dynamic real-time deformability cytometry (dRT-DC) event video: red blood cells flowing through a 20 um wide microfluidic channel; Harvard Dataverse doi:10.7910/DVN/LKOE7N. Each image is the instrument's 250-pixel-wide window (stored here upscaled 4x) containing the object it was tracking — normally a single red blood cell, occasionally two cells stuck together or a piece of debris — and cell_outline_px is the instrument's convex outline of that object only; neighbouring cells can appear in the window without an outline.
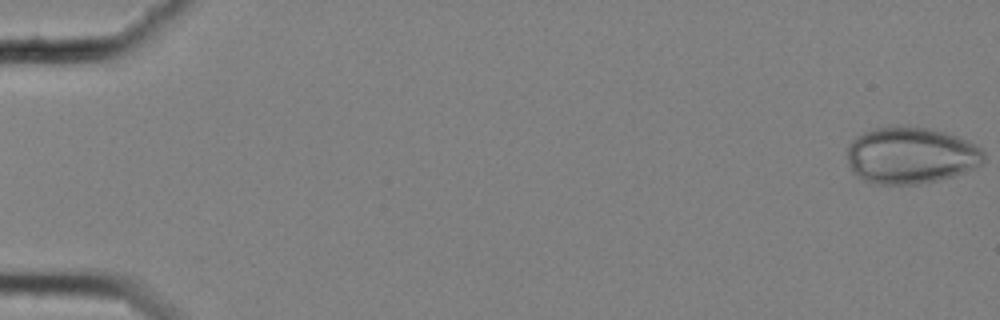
{"species": "common noctule bat (a hibernating species)", "species_latin": "Nyctalus noctula", "temperature_condition": "cold", "stored_images_in_passage": 58, "camera_frame_rate_fps": 3000, "um_per_image_px": 0.085, "animal": {"sex": "female", "body_mass_g": 25.1}, "frame": {"image": 1, "passage_image": 1, "time_ms": 0.0, "image_size_px": [1000, 320], "cell_outline_px": [[984, 164], [964, 172], [952, 176], [920, 184], [880, 184], [864, 180], [852, 172], [848, 164], [848, 144], [856, 136], [864, 132], [888, 124], [900, 124], [928, 128], [944, 132], [968, 140], [976, 144], [984, 152]], "centroid_in_image_um": [77.41, 13.18], "position_along_channel_um": 7.6, "area_um2": 45.66}}
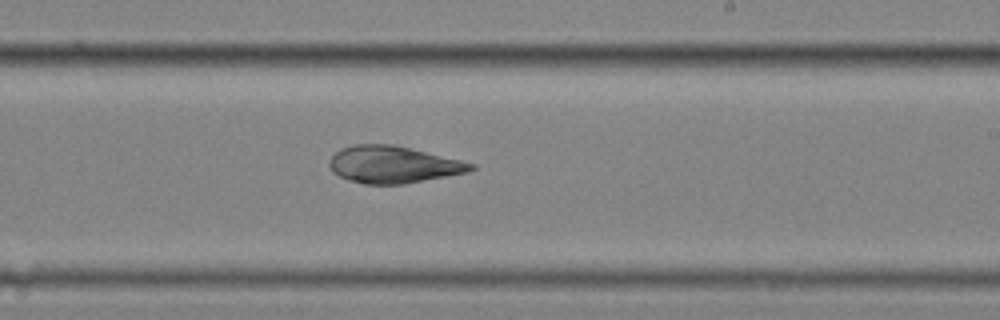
{"frame": {"image": 2, "passage_image": 36, "time_ms": 11.667, "image_size_px": [1000, 320], "cell_outline_px": [[476, 168], [468, 172], [404, 184], [364, 184], [348, 180], [332, 172], [328, 164], [328, 160], [340, 148], [352, 144], [392, 144], [460, 160], [476, 164]], "centroid_in_image_um": [33.38, 13.99], "position_along_channel_um": 255.6, "area_um2": 30.52}}
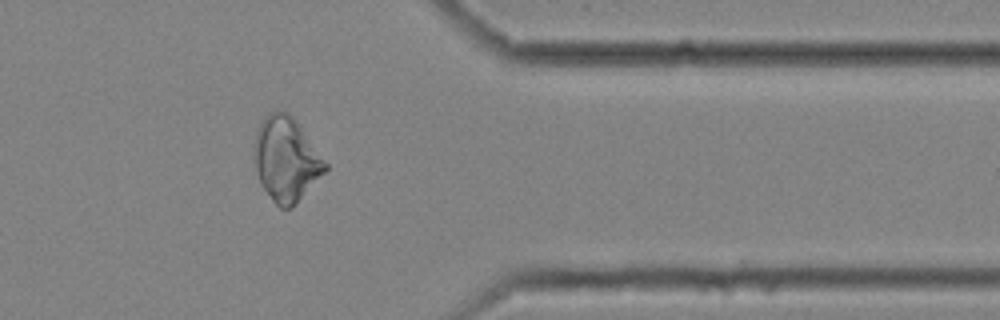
{"frame": {"image": 3, "passage_image": 48, "time_ms": 15.667, "image_size_px": [1000, 320], "cell_outline_px": [[328, 168], [292, 208], [280, 208], [272, 200], [260, 184], [256, 168], [256, 128], [268, 112], [288, 112], [296, 120], [328, 164]], "centroid_in_image_um": [24.34, 13.54], "position_along_channel_um": 387.1, "area_um2": 34.33}}